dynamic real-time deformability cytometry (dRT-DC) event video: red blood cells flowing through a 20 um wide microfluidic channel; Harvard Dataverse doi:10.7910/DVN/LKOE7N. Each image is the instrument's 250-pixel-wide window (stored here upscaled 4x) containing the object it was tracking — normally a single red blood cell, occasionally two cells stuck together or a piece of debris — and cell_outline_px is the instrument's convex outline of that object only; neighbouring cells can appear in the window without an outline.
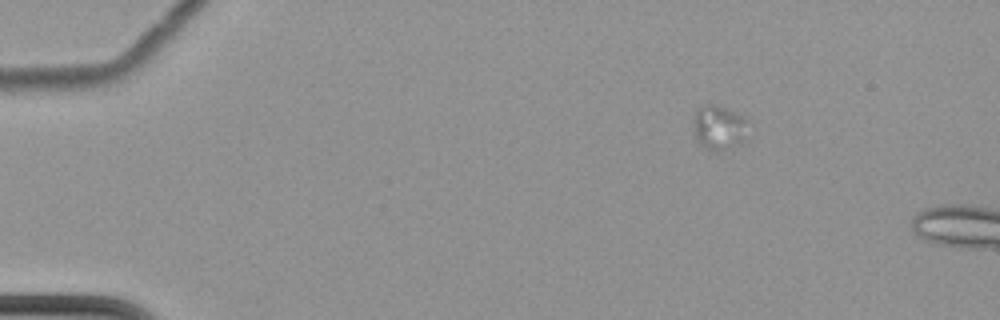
{"species": "common noctule bat (a hibernating species)", "species_latin": "Nyctalus noctula", "temperature_condition": "cold", "stored_images_in_passage": 2, "camera_frame_rate_fps": 3000, "um_per_image_px": 0.085, "animal": {"sex": "female", "body_mass_g": 22.7, "forearm_length_mm": 54.2}, "frame": {"image": 1, "passage_image": 1, "time_ms": 0.0, "image_size_px": [1000, 320], "cell_outline_px": [[748, 120], [744, 140], [740, 144], [716, 152], [700, 144], [696, 140], [696, 108], [708, 104], [716, 104], [744, 116]], "centroid_in_image_um": [61.16, 10.83], "position_along_channel_um": 23.8, "area_um2": 13.87}}